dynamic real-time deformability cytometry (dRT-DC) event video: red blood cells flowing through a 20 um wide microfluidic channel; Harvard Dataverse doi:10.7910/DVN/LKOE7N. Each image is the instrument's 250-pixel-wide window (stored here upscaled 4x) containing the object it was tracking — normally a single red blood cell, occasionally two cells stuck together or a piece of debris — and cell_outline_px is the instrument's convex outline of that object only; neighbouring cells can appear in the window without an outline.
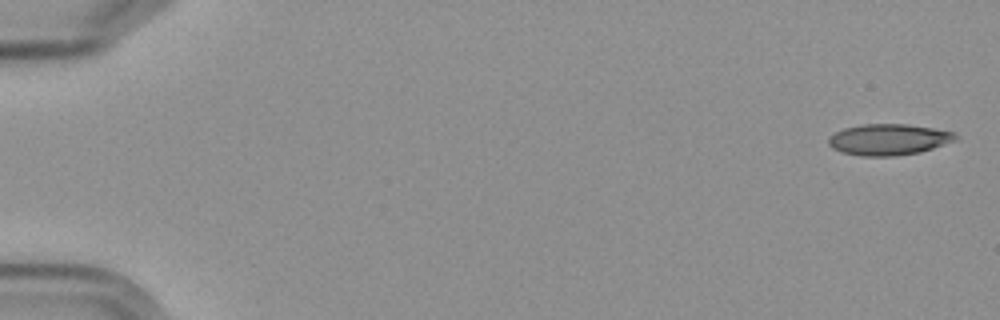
{"species": "Egyptian fruit bat (a non-hibernating species)", "species_latin": "Rousettus aegyptiacus", "temperature_condition": "cold", "stored_images_in_passage": 6, "segment_of_instrument_passage": [1, 2], "camera_frame_rate_fps": 3000, "um_per_image_px": 0.085, "frame": {"image": 1, "passage_image": 1, "time_ms": 0.0, "image_size_px": [1000, 320], "cell_outline_px": [[956, 140], [920, 152], [896, 156], [860, 156], [840, 152], [832, 148], [828, 144], [828, 136], [844, 128], [864, 124], [908, 124], [956, 132]], "centroid_in_image_um": [75.5, 11.86], "position_along_channel_um": 9.5, "area_um2": 23.12}}